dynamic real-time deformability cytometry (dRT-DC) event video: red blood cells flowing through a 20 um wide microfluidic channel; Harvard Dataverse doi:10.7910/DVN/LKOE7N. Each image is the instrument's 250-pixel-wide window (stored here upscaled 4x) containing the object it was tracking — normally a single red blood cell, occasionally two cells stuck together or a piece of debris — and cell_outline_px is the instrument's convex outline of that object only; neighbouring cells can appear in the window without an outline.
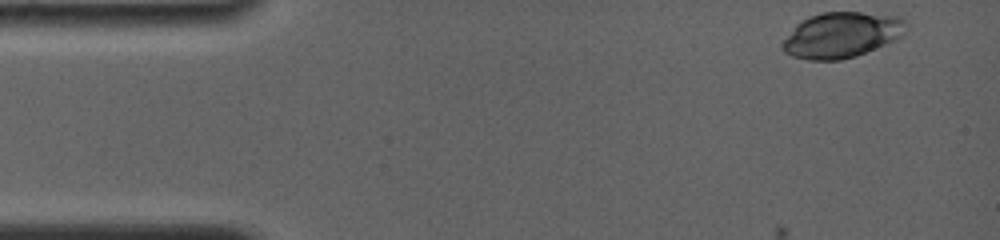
{"species": "common noctule bat (a hibernating species)", "species_latin": "Nyctalus noctula", "temperature_condition": "room temperature", "stored_images_in_passage": 15, "camera_frame_rate_fps": 4000, "um_per_image_px": 0.085, "animal": {"sex": "female", "body_mass_g": 19.0, "forearm_length_mm": 56.7}, "frame": {"image": 1, "passage_image": 1, "time_ms": 0.0, "image_size_px": [1000, 240], "cell_outline_px": [[908, 24], [904, 36], [896, 40], [856, 56], [840, 60], [808, 60], [792, 56], [784, 52], [780, 48], [780, 44], [796, 24], [808, 16], [820, 12], [860, 12], [900, 16]], "centroid_in_image_um": [71.54, 2.97], "position_along_channel_um": 13.5, "area_um2": 33.23}}
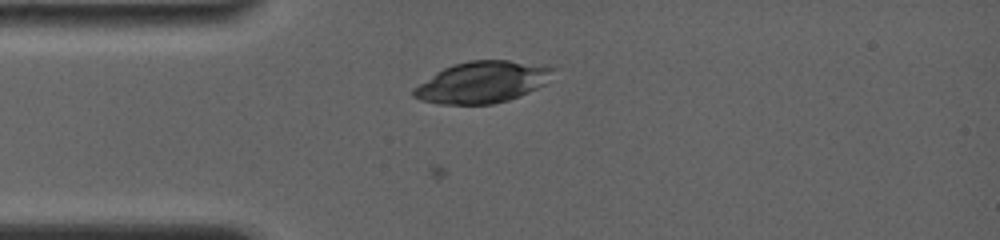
{"frame": {"image": 2, "passage_image": 15, "time_ms": 3.0, "image_size_px": [1000, 240], "cell_outline_px": [[556, 68], [544, 84], [528, 92], [508, 100], [492, 104], [436, 104], [420, 100], [412, 96], [412, 88], [436, 72], [452, 64], [468, 60], [508, 60], [548, 64]], "centroid_in_image_um": [40.98, 6.97], "position_along_channel_um": 44.0, "area_um2": 33.99}}